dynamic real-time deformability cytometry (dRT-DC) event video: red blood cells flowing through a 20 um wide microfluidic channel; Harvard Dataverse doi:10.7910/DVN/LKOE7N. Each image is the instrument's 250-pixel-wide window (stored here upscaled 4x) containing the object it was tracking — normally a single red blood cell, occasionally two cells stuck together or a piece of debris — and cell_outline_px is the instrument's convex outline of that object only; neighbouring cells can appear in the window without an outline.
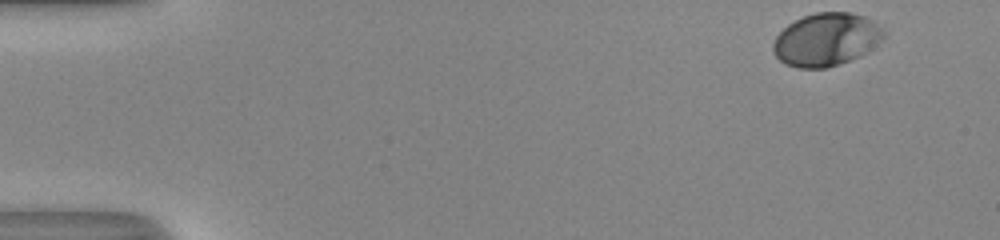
{"species": "human", "species_latin": "Homo sapiens", "temperature_condition": "room temperature", "stored_images_in_passage": 41, "camera_frame_rate_fps": 3000, "um_per_image_px": 0.085, "donor": {"sex": "male"}, "frame": {"image": 1, "passage_image": 1, "time_ms": 0.0, "image_size_px": [1000, 240], "cell_outline_px": [[888, 32], [868, 52], [860, 56], [824, 68], [800, 68], [784, 64], [772, 52], [772, 44], [776, 36], [788, 24], [804, 16], [816, 12], [848, 12], [864, 16], [872, 20]], "centroid_in_image_um": [70.22, 3.35], "position_along_channel_um": 14.8, "area_um2": 34.04}}
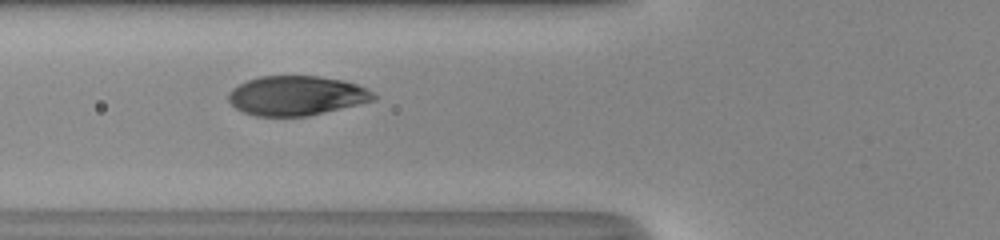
{"frame": {"image": 2, "passage_image": 18, "time_ms": 5.667, "image_size_px": [1000, 240], "cell_outline_px": [[380, 96], [376, 100], [308, 116], [256, 116], [244, 112], [236, 108], [228, 100], [228, 96], [232, 88], [248, 80], [260, 76], [320, 76], [344, 80], [368, 88]], "centroid_in_image_um": [25.26, 8.12], "position_along_channel_um": 100.5, "area_um2": 33.58}}
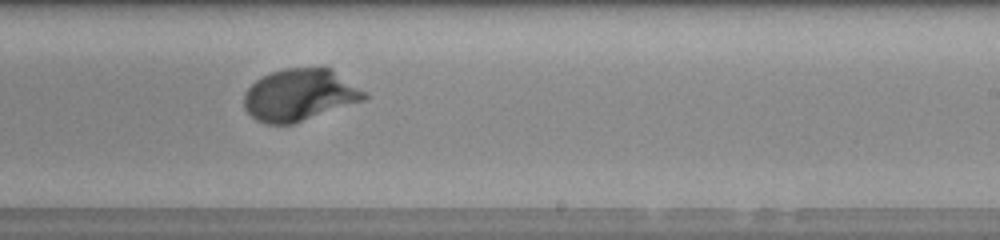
{"frame": {"image": 3, "passage_image": 30, "time_ms": 9.667, "image_size_px": [1000, 240], "cell_outline_px": [[368, 96], [364, 100], [292, 124], [268, 124], [256, 120], [244, 108], [244, 92], [256, 80], [272, 72], [284, 68], [328, 68], [368, 92]], "centroid_in_image_um": [25.46, 8.08], "position_along_channel_um": 263.5, "area_um2": 36.01}, "authors_computed_cell_mechanics": {"area_um2": 34.1598, "velocity_mm_per_s": 4.0807, "shape_relaxation_time_tau1_ms": 2.6128, "shape_relaxation_time_tau2_ms": null, "deformation_change_tau1": 0.1663, "deformation_change_tau2": null}}